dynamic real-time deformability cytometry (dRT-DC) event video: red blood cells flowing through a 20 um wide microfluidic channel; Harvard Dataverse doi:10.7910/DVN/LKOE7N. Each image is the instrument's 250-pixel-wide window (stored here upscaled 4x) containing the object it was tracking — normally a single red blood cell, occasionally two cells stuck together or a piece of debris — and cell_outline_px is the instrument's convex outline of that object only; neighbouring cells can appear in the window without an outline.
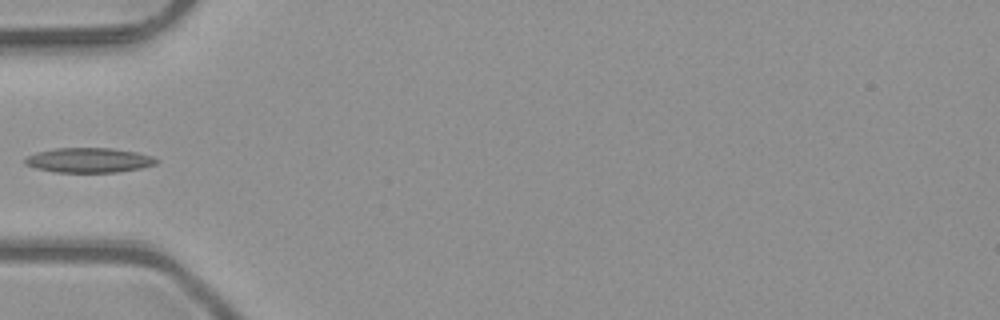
{"species": "common noctule bat (a hibernating species)", "species_latin": "Nyctalus noctula", "temperature_condition": "room temperature", "stored_images_in_passage": 5, "camera_frame_rate_fps": 3000, "um_per_image_px": 0.085, "animal": {"sex": "male", "body_mass_g": 23.1, "forearm_length_mm": 52.7}, "frame": {"image": 1, "passage_image": 5, "time_ms": 1.333, "image_size_px": [1000, 320], "cell_outline_px": [[160, 160], [156, 164], [140, 168], [116, 172], [56, 172], [36, 168], [24, 164], [24, 160], [28, 156], [36, 152], [56, 148], [112, 148], [136, 152], [152, 156]], "centroid_in_image_um": [7.56, 13.61], "position_along_channel_um": 77.4, "area_um2": 18.9}}